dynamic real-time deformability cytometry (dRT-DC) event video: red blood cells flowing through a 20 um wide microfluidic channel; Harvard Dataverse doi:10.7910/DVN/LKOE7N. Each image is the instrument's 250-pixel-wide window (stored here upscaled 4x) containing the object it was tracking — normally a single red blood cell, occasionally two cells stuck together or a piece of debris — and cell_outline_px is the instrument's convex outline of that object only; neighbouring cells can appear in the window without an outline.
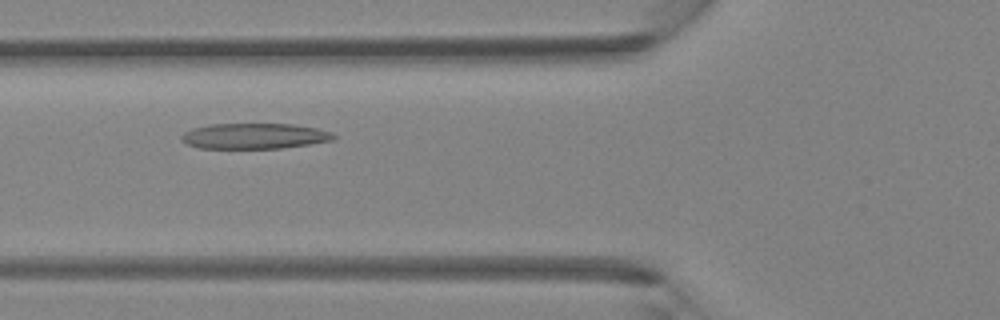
{"species": "Egyptian fruit bat (a non-hibernating species)", "species_latin": "Rousettus aegyptiacus", "temperature_condition": "room temperature", "stored_images_in_passage": 41, "camera_frame_rate_fps": 3000, "um_per_image_px": 0.085, "animal": {"sex": "female"}, "frame": {"image": 1, "passage_image": 13, "time_ms": 4.0, "image_size_px": [1000, 320], "cell_outline_px": [[336, 136], [332, 140], [308, 144], [280, 148], [200, 148], [188, 144], [180, 136], [184, 132], [192, 128], [212, 124], [292, 124], [316, 128], [332, 132]], "centroid_in_image_um": [21.62, 11.56], "position_along_channel_um": 104.2, "area_um2": 22.43}}
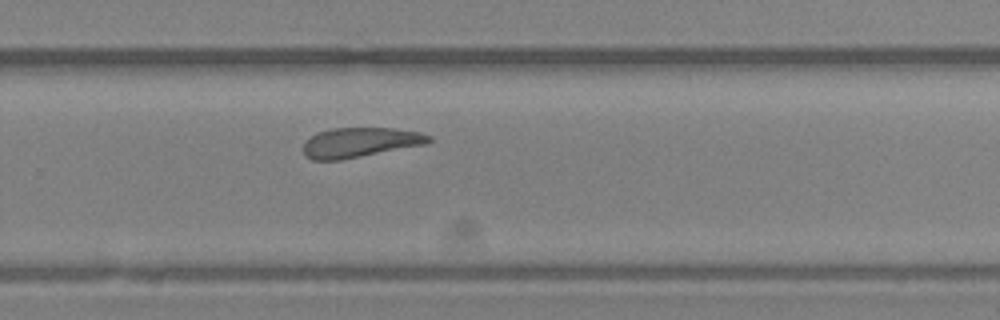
{"frame": {"image": 2, "passage_image": 26, "time_ms": 8.333, "image_size_px": [1000, 320], "cell_outline_px": [[432, 140], [424, 144], [340, 160], [312, 160], [304, 156], [304, 140], [316, 132], [332, 128], [392, 128], [420, 132], [432, 136]], "centroid_in_image_um": [30.55, 12.1], "position_along_channel_um": 299.3, "area_um2": 21.73}}
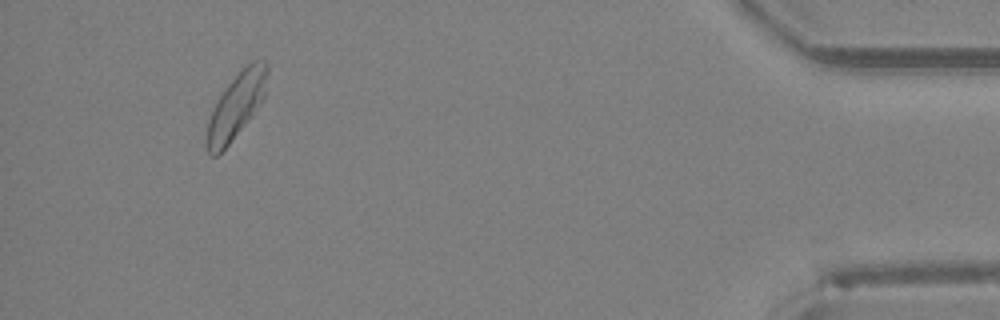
{"frame": {"image": 3, "passage_image": 38, "time_ms": 12.333, "image_size_px": [1000, 320], "cell_outline_px": [[268, 72], [264, 96], [260, 104], [252, 116], [228, 144], [216, 156], [212, 156], [208, 152], [208, 120], [212, 108], [224, 88], [252, 60], [264, 60], [268, 64]], "centroid_in_image_um": [20.11, 8.95], "position_along_channel_um": 415.1, "area_um2": 22.43}}